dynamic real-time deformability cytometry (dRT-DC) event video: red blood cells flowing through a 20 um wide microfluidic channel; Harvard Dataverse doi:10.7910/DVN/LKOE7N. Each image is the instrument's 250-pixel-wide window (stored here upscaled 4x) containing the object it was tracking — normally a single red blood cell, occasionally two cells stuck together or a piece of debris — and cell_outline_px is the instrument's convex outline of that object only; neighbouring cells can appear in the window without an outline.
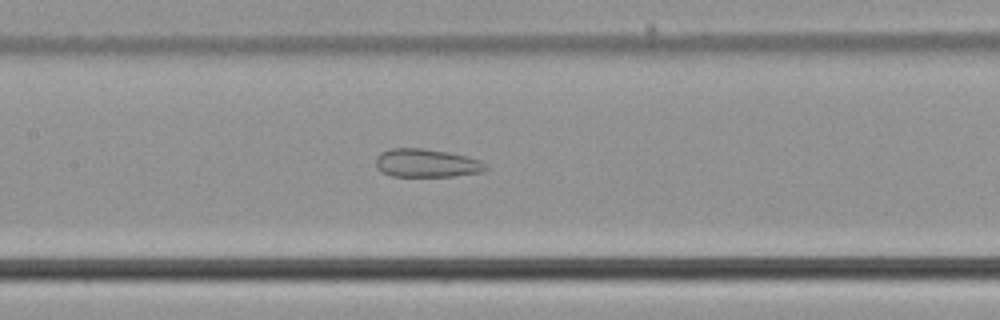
{"species": "common noctule bat (a hibernating species)", "species_latin": "Nyctalus noctula", "temperature_condition": "cold", "stored_images_in_passage": 20, "camera_frame_rate_fps": 3000, "um_per_image_px": 0.085, "animal": {"sex": "male", "body_mass_g": 21.5, "forearm_length_mm": 52.0}, "frame": {"image": 1, "passage_image": 15, "time_ms": 4.667, "image_size_px": [1000, 320], "cell_outline_px": [[488, 168], [484, 172], [452, 176], [392, 176], [380, 172], [376, 168], [376, 156], [380, 152], [392, 148], [424, 148], [448, 152], [468, 156], [480, 160]], "centroid_in_image_um": [36.24, 13.86], "position_along_channel_um": 171.2, "area_um2": 18.32}}